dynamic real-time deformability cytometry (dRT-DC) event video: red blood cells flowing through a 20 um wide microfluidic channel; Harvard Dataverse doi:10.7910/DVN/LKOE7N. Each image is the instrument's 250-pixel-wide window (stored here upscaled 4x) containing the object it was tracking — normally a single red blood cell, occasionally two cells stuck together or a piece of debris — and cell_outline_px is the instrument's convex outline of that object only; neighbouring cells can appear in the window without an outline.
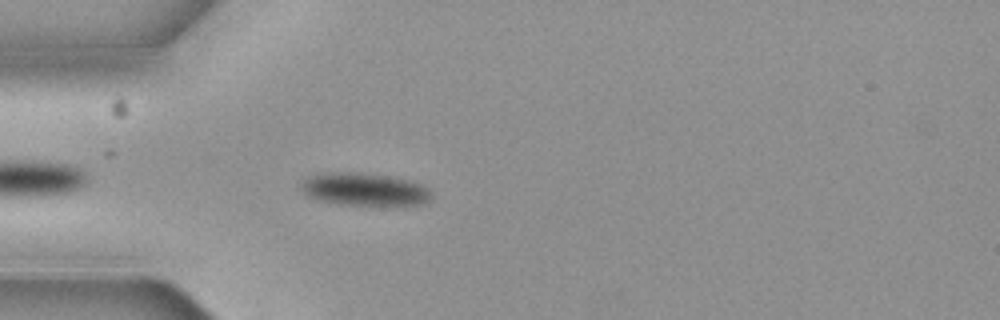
{"species": "common noctule bat (a hibernating species)", "species_latin": "Nyctalus noctula", "temperature_condition": "cold", "stored_images_in_passage": 5, "camera_frame_rate_fps": 3000, "um_per_image_px": 0.085, "animal": {"sex": "female", "body_mass_g": 19.3, "forearm_length_mm": 54.1}, "frame": {"image": 1, "passage_image": 5, "time_ms": 1.333, "image_size_px": [1000, 320], "cell_outline_px": [[432, 196], [424, 204], [340, 204], [320, 200], [308, 196], [300, 188], [300, 184], [308, 176], [340, 172], [348, 172], [388, 176], [408, 180], [424, 184], [432, 192]], "centroid_in_image_um": [31.0, 16.09], "position_along_channel_um": 54.0, "area_um2": 24.33}}